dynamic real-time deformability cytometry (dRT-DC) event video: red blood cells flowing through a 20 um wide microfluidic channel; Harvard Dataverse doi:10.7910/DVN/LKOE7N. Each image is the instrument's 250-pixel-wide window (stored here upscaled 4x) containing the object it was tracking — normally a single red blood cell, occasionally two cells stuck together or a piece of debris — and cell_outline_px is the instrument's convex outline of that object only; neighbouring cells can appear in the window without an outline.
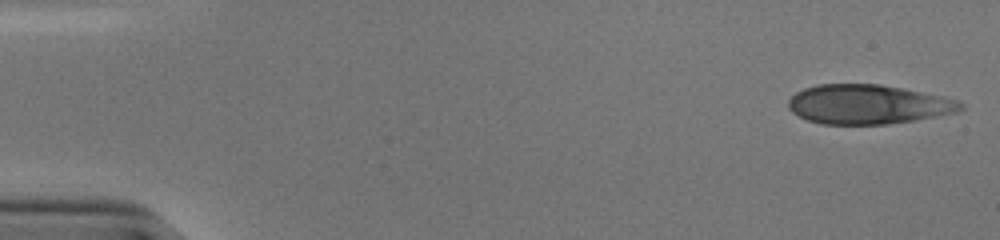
{"species": "human", "species_latin": "Homo sapiens", "temperature_condition": "cold", "stored_images_in_passage": 52, "camera_frame_rate_fps": 3000, "um_per_image_px": 0.085, "donor": {"sex": "male"}, "frame": {"image": 1, "passage_image": 1, "time_ms": 0.0, "image_size_px": [1000, 240], "cell_outline_px": [[964, 108], [956, 112], [912, 120], [888, 124], [820, 124], [808, 120], [792, 112], [788, 108], [788, 100], [796, 92], [804, 88], [816, 84], [880, 84], [944, 96], [960, 100], [964, 104]], "centroid_in_image_um": [73.78, 8.86], "position_along_channel_um": 11.2, "area_um2": 39.54}}
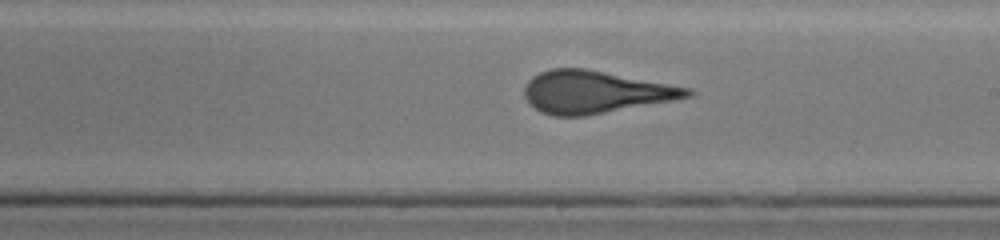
{"frame": {"image": 2, "passage_image": 30, "time_ms": 9.667, "image_size_px": [1000, 240], "cell_outline_px": [[696, 92], [692, 96], [672, 100], [584, 116], [552, 116], [540, 112], [524, 96], [524, 88], [528, 80], [532, 76], [540, 72], [552, 68], [584, 68], [692, 88]], "centroid_in_image_um": [50.58, 7.82], "position_along_channel_um": 238.4, "area_um2": 40.06}}
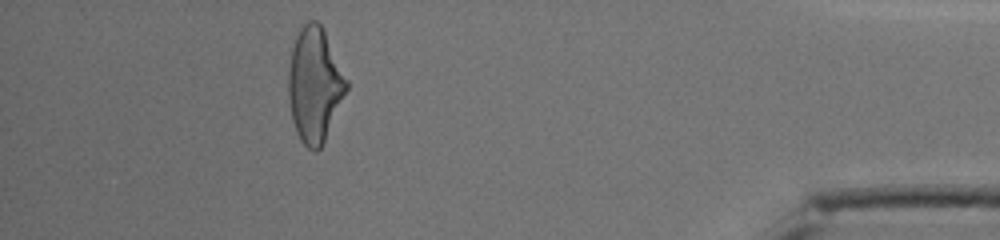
{"frame": {"image": 3, "passage_image": 47, "time_ms": 15.333, "image_size_px": [1000, 240], "cell_outline_px": [[348, 88], [324, 140], [320, 148], [316, 152], [312, 152], [300, 140], [296, 132], [292, 120], [288, 100], [288, 68], [292, 48], [296, 36], [300, 28], [308, 20], [316, 20], [320, 24], [348, 80]], "centroid_in_image_um": [26.72, 7.22], "position_along_channel_um": 408.5, "area_um2": 38.55}, "authors_computed_cell_mechanics": {"area_um2": 40.0843, "velocity_mm_per_s": 3.8493, "shape_relaxation_time_tau1_ms": 6.4244, "shape_relaxation_time_tau2_ms": 0.7449, "deformation_change_tau1": 0.2401, "deformation_change_tau2": 0.0917}}